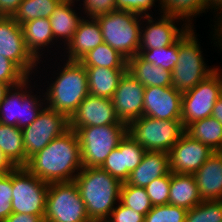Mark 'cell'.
I'll return each instance as SVG.
<instances>
[{
    "instance_id": "obj_48",
    "label": "cell",
    "mask_w": 222,
    "mask_h": 222,
    "mask_svg": "<svg viewBox=\"0 0 222 222\" xmlns=\"http://www.w3.org/2000/svg\"><path fill=\"white\" fill-rule=\"evenodd\" d=\"M211 116L222 124V95L215 102Z\"/></svg>"
},
{
    "instance_id": "obj_34",
    "label": "cell",
    "mask_w": 222,
    "mask_h": 222,
    "mask_svg": "<svg viewBox=\"0 0 222 222\" xmlns=\"http://www.w3.org/2000/svg\"><path fill=\"white\" fill-rule=\"evenodd\" d=\"M185 222H222V200H202L187 210Z\"/></svg>"
},
{
    "instance_id": "obj_50",
    "label": "cell",
    "mask_w": 222,
    "mask_h": 222,
    "mask_svg": "<svg viewBox=\"0 0 222 222\" xmlns=\"http://www.w3.org/2000/svg\"><path fill=\"white\" fill-rule=\"evenodd\" d=\"M10 88L8 84L0 82V103L2 102L6 91Z\"/></svg>"
},
{
    "instance_id": "obj_33",
    "label": "cell",
    "mask_w": 222,
    "mask_h": 222,
    "mask_svg": "<svg viewBox=\"0 0 222 222\" xmlns=\"http://www.w3.org/2000/svg\"><path fill=\"white\" fill-rule=\"evenodd\" d=\"M179 40L171 46L154 48L148 50H139L138 55L145 61L152 63L157 67L172 72L178 61Z\"/></svg>"
},
{
    "instance_id": "obj_30",
    "label": "cell",
    "mask_w": 222,
    "mask_h": 222,
    "mask_svg": "<svg viewBox=\"0 0 222 222\" xmlns=\"http://www.w3.org/2000/svg\"><path fill=\"white\" fill-rule=\"evenodd\" d=\"M161 14L177 17L193 27L192 20L199 13H203V0H159ZM192 17V19H191ZM185 19V21H184Z\"/></svg>"
},
{
    "instance_id": "obj_3",
    "label": "cell",
    "mask_w": 222,
    "mask_h": 222,
    "mask_svg": "<svg viewBox=\"0 0 222 222\" xmlns=\"http://www.w3.org/2000/svg\"><path fill=\"white\" fill-rule=\"evenodd\" d=\"M59 76L48 85L43 94L48 108L66 115L68 118L76 111L79 104L89 95L88 74L79 61H69L59 69ZM62 70V71H61Z\"/></svg>"
},
{
    "instance_id": "obj_40",
    "label": "cell",
    "mask_w": 222,
    "mask_h": 222,
    "mask_svg": "<svg viewBox=\"0 0 222 222\" xmlns=\"http://www.w3.org/2000/svg\"><path fill=\"white\" fill-rule=\"evenodd\" d=\"M12 195V171L0 174V222H3L12 213Z\"/></svg>"
},
{
    "instance_id": "obj_20",
    "label": "cell",
    "mask_w": 222,
    "mask_h": 222,
    "mask_svg": "<svg viewBox=\"0 0 222 222\" xmlns=\"http://www.w3.org/2000/svg\"><path fill=\"white\" fill-rule=\"evenodd\" d=\"M170 173L169 153L163 151H146L141 163L130 173L127 184L146 187L158 177Z\"/></svg>"
},
{
    "instance_id": "obj_7",
    "label": "cell",
    "mask_w": 222,
    "mask_h": 222,
    "mask_svg": "<svg viewBox=\"0 0 222 222\" xmlns=\"http://www.w3.org/2000/svg\"><path fill=\"white\" fill-rule=\"evenodd\" d=\"M185 132L181 120H161L142 116L127 125V133L146 151L169 153Z\"/></svg>"
},
{
    "instance_id": "obj_4",
    "label": "cell",
    "mask_w": 222,
    "mask_h": 222,
    "mask_svg": "<svg viewBox=\"0 0 222 222\" xmlns=\"http://www.w3.org/2000/svg\"><path fill=\"white\" fill-rule=\"evenodd\" d=\"M143 17L134 12L115 10L95 19L100 25L103 42L128 60L138 54Z\"/></svg>"
},
{
    "instance_id": "obj_47",
    "label": "cell",
    "mask_w": 222,
    "mask_h": 222,
    "mask_svg": "<svg viewBox=\"0 0 222 222\" xmlns=\"http://www.w3.org/2000/svg\"><path fill=\"white\" fill-rule=\"evenodd\" d=\"M15 166L7 159L0 149V174L10 173Z\"/></svg>"
},
{
    "instance_id": "obj_8",
    "label": "cell",
    "mask_w": 222,
    "mask_h": 222,
    "mask_svg": "<svg viewBox=\"0 0 222 222\" xmlns=\"http://www.w3.org/2000/svg\"><path fill=\"white\" fill-rule=\"evenodd\" d=\"M29 79L28 77L22 83L12 86L6 91L0 103L1 124L23 129L33 123L45 107L43 106L46 105L45 100H41V96L36 97L32 94V90L28 89Z\"/></svg>"
},
{
    "instance_id": "obj_39",
    "label": "cell",
    "mask_w": 222,
    "mask_h": 222,
    "mask_svg": "<svg viewBox=\"0 0 222 222\" xmlns=\"http://www.w3.org/2000/svg\"><path fill=\"white\" fill-rule=\"evenodd\" d=\"M27 78L28 76L13 61L0 55V82L12 87Z\"/></svg>"
},
{
    "instance_id": "obj_14",
    "label": "cell",
    "mask_w": 222,
    "mask_h": 222,
    "mask_svg": "<svg viewBox=\"0 0 222 222\" xmlns=\"http://www.w3.org/2000/svg\"><path fill=\"white\" fill-rule=\"evenodd\" d=\"M160 16L158 21L153 20L151 15L143 17L144 21L142 20V22L147 23L143 26L141 25L139 50L171 46L190 28L186 23H183L181 28H177L178 26H176L175 22L177 23L181 20L177 17L166 14Z\"/></svg>"
},
{
    "instance_id": "obj_43",
    "label": "cell",
    "mask_w": 222,
    "mask_h": 222,
    "mask_svg": "<svg viewBox=\"0 0 222 222\" xmlns=\"http://www.w3.org/2000/svg\"><path fill=\"white\" fill-rule=\"evenodd\" d=\"M158 0H116L117 10H126L139 15L148 16V10Z\"/></svg>"
},
{
    "instance_id": "obj_16",
    "label": "cell",
    "mask_w": 222,
    "mask_h": 222,
    "mask_svg": "<svg viewBox=\"0 0 222 222\" xmlns=\"http://www.w3.org/2000/svg\"><path fill=\"white\" fill-rule=\"evenodd\" d=\"M214 152L184 132L169 152L170 172L194 174Z\"/></svg>"
},
{
    "instance_id": "obj_31",
    "label": "cell",
    "mask_w": 222,
    "mask_h": 222,
    "mask_svg": "<svg viewBox=\"0 0 222 222\" xmlns=\"http://www.w3.org/2000/svg\"><path fill=\"white\" fill-rule=\"evenodd\" d=\"M60 1L23 0L13 18L19 25L38 18H49Z\"/></svg>"
},
{
    "instance_id": "obj_18",
    "label": "cell",
    "mask_w": 222,
    "mask_h": 222,
    "mask_svg": "<svg viewBox=\"0 0 222 222\" xmlns=\"http://www.w3.org/2000/svg\"><path fill=\"white\" fill-rule=\"evenodd\" d=\"M111 99L89 94L69 118L70 128L118 124Z\"/></svg>"
},
{
    "instance_id": "obj_11",
    "label": "cell",
    "mask_w": 222,
    "mask_h": 222,
    "mask_svg": "<svg viewBox=\"0 0 222 222\" xmlns=\"http://www.w3.org/2000/svg\"><path fill=\"white\" fill-rule=\"evenodd\" d=\"M219 70L217 68L195 87L182 93L181 123L184 129L212 115L214 104L222 95V72Z\"/></svg>"
},
{
    "instance_id": "obj_15",
    "label": "cell",
    "mask_w": 222,
    "mask_h": 222,
    "mask_svg": "<svg viewBox=\"0 0 222 222\" xmlns=\"http://www.w3.org/2000/svg\"><path fill=\"white\" fill-rule=\"evenodd\" d=\"M144 90L143 86L129 72H126L111 98L118 119L128 125L139 119L144 112Z\"/></svg>"
},
{
    "instance_id": "obj_49",
    "label": "cell",
    "mask_w": 222,
    "mask_h": 222,
    "mask_svg": "<svg viewBox=\"0 0 222 222\" xmlns=\"http://www.w3.org/2000/svg\"><path fill=\"white\" fill-rule=\"evenodd\" d=\"M213 38L214 40H217L215 41L214 44H216V46L220 47L221 46V49H222V28L221 27H218L216 25H214V34H213Z\"/></svg>"
},
{
    "instance_id": "obj_23",
    "label": "cell",
    "mask_w": 222,
    "mask_h": 222,
    "mask_svg": "<svg viewBox=\"0 0 222 222\" xmlns=\"http://www.w3.org/2000/svg\"><path fill=\"white\" fill-rule=\"evenodd\" d=\"M127 72L143 86H172V73L143 60L138 54L127 60Z\"/></svg>"
},
{
    "instance_id": "obj_1",
    "label": "cell",
    "mask_w": 222,
    "mask_h": 222,
    "mask_svg": "<svg viewBox=\"0 0 222 222\" xmlns=\"http://www.w3.org/2000/svg\"><path fill=\"white\" fill-rule=\"evenodd\" d=\"M25 167L48 184L74 181L83 168L76 132L69 129L52 140L32 156Z\"/></svg>"
},
{
    "instance_id": "obj_41",
    "label": "cell",
    "mask_w": 222,
    "mask_h": 222,
    "mask_svg": "<svg viewBox=\"0 0 222 222\" xmlns=\"http://www.w3.org/2000/svg\"><path fill=\"white\" fill-rule=\"evenodd\" d=\"M85 18H96L117 10L116 0H83Z\"/></svg>"
},
{
    "instance_id": "obj_5",
    "label": "cell",
    "mask_w": 222,
    "mask_h": 222,
    "mask_svg": "<svg viewBox=\"0 0 222 222\" xmlns=\"http://www.w3.org/2000/svg\"><path fill=\"white\" fill-rule=\"evenodd\" d=\"M190 27L179 39L178 61L172 70V87L184 93L212 74L217 67H207L198 38Z\"/></svg>"
},
{
    "instance_id": "obj_24",
    "label": "cell",
    "mask_w": 222,
    "mask_h": 222,
    "mask_svg": "<svg viewBox=\"0 0 222 222\" xmlns=\"http://www.w3.org/2000/svg\"><path fill=\"white\" fill-rule=\"evenodd\" d=\"M201 202L193 174L171 172L169 204L189 210Z\"/></svg>"
},
{
    "instance_id": "obj_44",
    "label": "cell",
    "mask_w": 222,
    "mask_h": 222,
    "mask_svg": "<svg viewBox=\"0 0 222 222\" xmlns=\"http://www.w3.org/2000/svg\"><path fill=\"white\" fill-rule=\"evenodd\" d=\"M3 222H44V215L11 213Z\"/></svg>"
},
{
    "instance_id": "obj_45",
    "label": "cell",
    "mask_w": 222,
    "mask_h": 222,
    "mask_svg": "<svg viewBox=\"0 0 222 222\" xmlns=\"http://www.w3.org/2000/svg\"><path fill=\"white\" fill-rule=\"evenodd\" d=\"M23 0H0V16L13 17Z\"/></svg>"
},
{
    "instance_id": "obj_42",
    "label": "cell",
    "mask_w": 222,
    "mask_h": 222,
    "mask_svg": "<svg viewBox=\"0 0 222 222\" xmlns=\"http://www.w3.org/2000/svg\"><path fill=\"white\" fill-rule=\"evenodd\" d=\"M105 222H144L145 216L118 202Z\"/></svg>"
},
{
    "instance_id": "obj_6",
    "label": "cell",
    "mask_w": 222,
    "mask_h": 222,
    "mask_svg": "<svg viewBox=\"0 0 222 222\" xmlns=\"http://www.w3.org/2000/svg\"><path fill=\"white\" fill-rule=\"evenodd\" d=\"M70 129L78 136L83 167H101L127 134V125L121 121L118 124Z\"/></svg>"
},
{
    "instance_id": "obj_38",
    "label": "cell",
    "mask_w": 222,
    "mask_h": 222,
    "mask_svg": "<svg viewBox=\"0 0 222 222\" xmlns=\"http://www.w3.org/2000/svg\"><path fill=\"white\" fill-rule=\"evenodd\" d=\"M119 147L124 153L125 167L131 173L141 163L146 150L128 133L120 141Z\"/></svg>"
},
{
    "instance_id": "obj_12",
    "label": "cell",
    "mask_w": 222,
    "mask_h": 222,
    "mask_svg": "<svg viewBox=\"0 0 222 222\" xmlns=\"http://www.w3.org/2000/svg\"><path fill=\"white\" fill-rule=\"evenodd\" d=\"M69 129L66 115L44 107L35 121L22 129L26 165L32 156Z\"/></svg>"
},
{
    "instance_id": "obj_19",
    "label": "cell",
    "mask_w": 222,
    "mask_h": 222,
    "mask_svg": "<svg viewBox=\"0 0 222 222\" xmlns=\"http://www.w3.org/2000/svg\"><path fill=\"white\" fill-rule=\"evenodd\" d=\"M193 176L202 200H222V151H215Z\"/></svg>"
},
{
    "instance_id": "obj_37",
    "label": "cell",
    "mask_w": 222,
    "mask_h": 222,
    "mask_svg": "<svg viewBox=\"0 0 222 222\" xmlns=\"http://www.w3.org/2000/svg\"><path fill=\"white\" fill-rule=\"evenodd\" d=\"M171 172L149 183L145 190L153 206L169 204Z\"/></svg>"
},
{
    "instance_id": "obj_46",
    "label": "cell",
    "mask_w": 222,
    "mask_h": 222,
    "mask_svg": "<svg viewBox=\"0 0 222 222\" xmlns=\"http://www.w3.org/2000/svg\"><path fill=\"white\" fill-rule=\"evenodd\" d=\"M209 8V9H208ZM213 10L214 9V12H216L217 11V13L216 14H218V15H216L215 17H217V16H219V17H217V22L215 21V25H217L218 27H221L222 28V0H203V10H204V12L207 10V12H208V10ZM217 9V10H216ZM216 10V11H215ZM218 10L220 11V12H218ZM221 13V14H220ZM221 16H220V15Z\"/></svg>"
},
{
    "instance_id": "obj_25",
    "label": "cell",
    "mask_w": 222,
    "mask_h": 222,
    "mask_svg": "<svg viewBox=\"0 0 222 222\" xmlns=\"http://www.w3.org/2000/svg\"><path fill=\"white\" fill-rule=\"evenodd\" d=\"M88 74L89 94L111 99L127 69L85 67Z\"/></svg>"
},
{
    "instance_id": "obj_21",
    "label": "cell",
    "mask_w": 222,
    "mask_h": 222,
    "mask_svg": "<svg viewBox=\"0 0 222 222\" xmlns=\"http://www.w3.org/2000/svg\"><path fill=\"white\" fill-rule=\"evenodd\" d=\"M103 43L99 23L95 18H83L72 39L68 42L65 52L69 61H78L88 51Z\"/></svg>"
},
{
    "instance_id": "obj_17",
    "label": "cell",
    "mask_w": 222,
    "mask_h": 222,
    "mask_svg": "<svg viewBox=\"0 0 222 222\" xmlns=\"http://www.w3.org/2000/svg\"><path fill=\"white\" fill-rule=\"evenodd\" d=\"M182 93L174 87H145L143 115L161 120H181Z\"/></svg>"
},
{
    "instance_id": "obj_26",
    "label": "cell",
    "mask_w": 222,
    "mask_h": 222,
    "mask_svg": "<svg viewBox=\"0 0 222 222\" xmlns=\"http://www.w3.org/2000/svg\"><path fill=\"white\" fill-rule=\"evenodd\" d=\"M21 28L27 49L38 61H41V49L45 50L44 47L47 48L49 44L51 48V45L54 42L53 40H55L51 29L50 19H34L21 24Z\"/></svg>"
},
{
    "instance_id": "obj_32",
    "label": "cell",
    "mask_w": 222,
    "mask_h": 222,
    "mask_svg": "<svg viewBox=\"0 0 222 222\" xmlns=\"http://www.w3.org/2000/svg\"><path fill=\"white\" fill-rule=\"evenodd\" d=\"M119 202L144 216L153 207L145 187H136L126 182L121 185Z\"/></svg>"
},
{
    "instance_id": "obj_29",
    "label": "cell",
    "mask_w": 222,
    "mask_h": 222,
    "mask_svg": "<svg viewBox=\"0 0 222 222\" xmlns=\"http://www.w3.org/2000/svg\"><path fill=\"white\" fill-rule=\"evenodd\" d=\"M84 67L127 69V59L107 43L98 45L78 60Z\"/></svg>"
},
{
    "instance_id": "obj_36",
    "label": "cell",
    "mask_w": 222,
    "mask_h": 222,
    "mask_svg": "<svg viewBox=\"0 0 222 222\" xmlns=\"http://www.w3.org/2000/svg\"><path fill=\"white\" fill-rule=\"evenodd\" d=\"M121 183L128 180L130 172L125 167L124 153L119 146L113 149L100 167Z\"/></svg>"
},
{
    "instance_id": "obj_10",
    "label": "cell",
    "mask_w": 222,
    "mask_h": 222,
    "mask_svg": "<svg viewBox=\"0 0 222 222\" xmlns=\"http://www.w3.org/2000/svg\"><path fill=\"white\" fill-rule=\"evenodd\" d=\"M48 187V183L26 167H15L12 170V213L45 215Z\"/></svg>"
},
{
    "instance_id": "obj_27",
    "label": "cell",
    "mask_w": 222,
    "mask_h": 222,
    "mask_svg": "<svg viewBox=\"0 0 222 222\" xmlns=\"http://www.w3.org/2000/svg\"><path fill=\"white\" fill-rule=\"evenodd\" d=\"M185 133L213 151H222V124L212 116L193 122L185 128Z\"/></svg>"
},
{
    "instance_id": "obj_13",
    "label": "cell",
    "mask_w": 222,
    "mask_h": 222,
    "mask_svg": "<svg viewBox=\"0 0 222 222\" xmlns=\"http://www.w3.org/2000/svg\"><path fill=\"white\" fill-rule=\"evenodd\" d=\"M0 55L13 61L28 77L39 63L27 49L21 25L13 17L0 16Z\"/></svg>"
},
{
    "instance_id": "obj_2",
    "label": "cell",
    "mask_w": 222,
    "mask_h": 222,
    "mask_svg": "<svg viewBox=\"0 0 222 222\" xmlns=\"http://www.w3.org/2000/svg\"><path fill=\"white\" fill-rule=\"evenodd\" d=\"M74 182L91 222H105L119 202L122 183L100 167H83Z\"/></svg>"
},
{
    "instance_id": "obj_9",
    "label": "cell",
    "mask_w": 222,
    "mask_h": 222,
    "mask_svg": "<svg viewBox=\"0 0 222 222\" xmlns=\"http://www.w3.org/2000/svg\"><path fill=\"white\" fill-rule=\"evenodd\" d=\"M44 222H91L74 181L49 184Z\"/></svg>"
},
{
    "instance_id": "obj_35",
    "label": "cell",
    "mask_w": 222,
    "mask_h": 222,
    "mask_svg": "<svg viewBox=\"0 0 222 222\" xmlns=\"http://www.w3.org/2000/svg\"><path fill=\"white\" fill-rule=\"evenodd\" d=\"M187 210L174 205H157L145 215L144 222H185Z\"/></svg>"
},
{
    "instance_id": "obj_22",
    "label": "cell",
    "mask_w": 222,
    "mask_h": 222,
    "mask_svg": "<svg viewBox=\"0 0 222 222\" xmlns=\"http://www.w3.org/2000/svg\"><path fill=\"white\" fill-rule=\"evenodd\" d=\"M76 2L75 0H61L56 6L55 10L49 17L51 23L52 33L56 43L58 38L67 45L72 39L74 33L78 29L79 23L83 20L84 16H79L72 8ZM63 40H62V39Z\"/></svg>"
},
{
    "instance_id": "obj_28",
    "label": "cell",
    "mask_w": 222,
    "mask_h": 222,
    "mask_svg": "<svg viewBox=\"0 0 222 222\" xmlns=\"http://www.w3.org/2000/svg\"><path fill=\"white\" fill-rule=\"evenodd\" d=\"M0 149L15 167L26 166L22 129L0 123Z\"/></svg>"
}]
</instances>
